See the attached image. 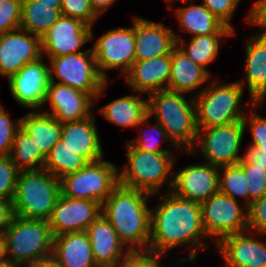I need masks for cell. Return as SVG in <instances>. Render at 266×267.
I'll return each instance as SVG.
<instances>
[{
	"label": "cell",
	"instance_id": "60d3db41",
	"mask_svg": "<svg viewBox=\"0 0 266 267\" xmlns=\"http://www.w3.org/2000/svg\"><path fill=\"white\" fill-rule=\"evenodd\" d=\"M251 110V114H246L243 118L244 126L250 129L252 135V144L250 146L261 149V153H266V117L260 116ZM249 115V116H248Z\"/></svg>",
	"mask_w": 266,
	"mask_h": 267
},
{
	"label": "cell",
	"instance_id": "8992f818",
	"mask_svg": "<svg viewBox=\"0 0 266 267\" xmlns=\"http://www.w3.org/2000/svg\"><path fill=\"white\" fill-rule=\"evenodd\" d=\"M244 91L238 81L227 84L217 78L211 79L200 93L194 95L197 129L243 120L246 116L242 103Z\"/></svg>",
	"mask_w": 266,
	"mask_h": 267
},
{
	"label": "cell",
	"instance_id": "d590c367",
	"mask_svg": "<svg viewBox=\"0 0 266 267\" xmlns=\"http://www.w3.org/2000/svg\"><path fill=\"white\" fill-rule=\"evenodd\" d=\"M244 171L247 179L249 205L266 194L264 170L255 164L249 163L245 158L237 163Z\"/></svg>",
	"mask_w": 266,
	"mask_h": 267
},
{
	"label": "cell",
	"instance_id": "9a60e30c",
	"mask_svg": "<svg viewBox=\"0 0 266 267\" xmlns=\"http://www.w3.org/2000/svg\"><path fill=\"white\" fill-rule=\"evenodd\" d=\"M177 170L171 189L175 195L201 205L219 191V167L204 162Z\"/></svg>",
	"mask_w": 266,
	"mask_h": 267
},
{
	"label": "cell",
	"instance_id": "ffe728a7",
	"mask_svg": "<svg viewBox=\"0 0 266 267\" xmlns=\"http://www.w3.org/2000/svg\"><path fill=\"white\" fill-rule=\"evenodd\" d=\"M245 39V80L238 82L248 88L250 109H262L266 98V35L257 32Z\"/></svg>",
	"mask_w": 266,
	"mask_h": 267
},
{
	"label": "cell",
	"instance_id": "681fc988",
	"mask_svg": "<svg viewBox=\"0 0 266 267\" xmlns=\"http://www.w3.org/2000/svg\"><path fill=\"white\" fill-rule=\"evenodd\" d=\"M31 267H63V266L60 265L58 262H56L52 257H50Z\"/></svg>",
	"mask_w": 266,
	"mask_h": 267
},
{
	"label": "cell",
	"instance_id": "4316f807",
	"mask_svg": "<svg viewBox=\"0 0 266 267\" xmlns=\"http://www.w3.org/2000/svg\"><path fill=\"white\" fill-rule=\"evenodd\" d=\"M174 10V17H177L180 30L191 34L192 37L207 34H235L203 3L198 5L191 0L188 6L178 7Z\"/></svg>",
	"mask_w": 266,
	"mask_h": 267
},
{
	"label": "cell",
	"instance_id": "836d02e7",
	"mask_svg": "<svg viewBox=\"0 0 266 267\" xmlns=\"http://www.w3.org/2000/svg\"><path fill=\"white\" fill-rule=\"evenodd\" d=\"M219 191L236 201L241 197L244 205L249 206L246 175L238 164L219 167Z\"/></svg>",
	"mask_w": 266,
	"mask_h": 267
},
{
	"label": "cell",
	"instance_id": "603a6c76",
	"mask_svg": "<svg viewBox=\"0 0 266 267\" xmlns=\"http://www.w3.org/2000/svg\"><path fill=\"white\" fill-rule=\"evenodd\" d=\"M171 74V55L158 58L135 61L124 76L125 83L135 93H145L146 96L168 89Z\"/></svg>",
	"mask_w": 266,
	"mask_h": 267
},
{
	"label": "cell",
	"instance_id": "f546056e",
	"mask_svg": "<svg viewBox=\"0 0 266 267\" xmlns=\"http://www.w3.org/2000/svg\"><path fill=\"white\" fill-rule=\"evenodd\" d=\"M61 8L38 0H22L20 28L40 38L58 21Z\"/></svg>",
	"mask_w": 266,
	"mask_h": 267
},
{
	"label": "cell",
	"instance_id": "cb8c5ba5",
	"mask_svg": "<svg viewBox=\"0 0 266 267\" xmlns=\"http://www.w3.org/2000/svg\"><path fill=\"white\" fill-rule=\"evenodd\" d=\"M95 116L62 124L61 140L89 163L104 158Z\"/></svg>",
	"mask_w": 266,
	"mask_h": 267
},
{
	"label": "cell",
	"instance_id": "b9f144b4",
	"mask_svg": "<svg viewBox=\"0 0 266 267\" xmlns=\"http://www.w3.org/2000/svg\"><path fill=\"white\" fill-rule=\"evenodd\" d=\"M241 0H202L205 7L213 13L221 22L232 29L235 33L234 25L231 24L237 6Z\"/></svg>",
	"mask_w": 266,
	"mask_h": 267
},
{
	"label": "cell",
	"instance_id": "d6a6232c",
	"mask_svg": "<svg viewBox=\"0 0 266 267\" xmlns=\"http://www.w3.org/2000/svg\"><path fill=\"white\" fill-rule=\"evenodd\" d=\"M88 163L83 156L76 154L60 140L51 148L46 156L43 168L58 179H61L66 175L79 171Z\"/></svg>",
	"mask_w": 266,
	"mask_h": 267
},
{
	"label": "cell",
	"instance_id": "c3c4849f",
	"mask_svg": "<svg viewBox=\"0 0 266 267\" xmlns=\"http://www.w3.org/2000/svg\"><path fill=\"white\" fill-rule=\"evenodd\" d=\"M117 0H90L92 8L101 16L107 9H109Z\"/></svg>",
	"mask_w": 266,
	"mask_h": 267
},
{
	"label": "cell",
	"instance_id": "11a10c76",
	"mask_svg": "<svg viewBox=\"0 0 266 267\" xmlns=\"http://www.w3.org/2000/svg\"><path fill=\"white\" fill-rule=\"evenodd\" d=\"M260 235H261V238L264 237V236L266 237V230L260 232Z\"/></svg>",
	"mask_w": 266,
	"mask_h": 267
},
{
	"label": "cell",
	"instance_id": "30bf717a",
	"mask_svg": "<svg viewBox=\"0 0 266 267\" xmlns=\"http://www.w3.org/2000/svg\"><path fill=\"white\" fill-rule=\"evenodd\" d=\"M245 129L247 128L243 120L199 129L195 146L183 153L195 155L198 154L196 151H199L206 163L217 167L235 165L244 158L240 155V151Z\"/></svg>",
	"mask_w": 266,
	"mask_h": 267
},
{
	"label": "cell",
	"instance_id": "bcb514c9",
	"mask_svg": "<svg viewBox=\"0 0 266 267\" xmlns=\"http://www.w3.org/2000/svg\"><path fill=\"white\" fill-rule=\"evenodd\" d=\"M12 200L0 199V233H3L15 218Z\"/></svg>",
	"mask_w": 266,
	"mask_h": 267
},
{
	"label": "cell",
	"instance_id": "44dd1931",
	"mask_svg": "<svg viewBox=\"0 0 266 267\" xmlns=\"http://www.w3.org/2000/svg\"><path fill=\"white\" fill-rule=\"evenodd\" d=\"M135 35V61H145L171 55L177 46L175 31L161 21L156 23L133 16Z\"/></svg>",
	"mask_w": 266,
	"mask_h": 267
},
{
	"label": "cell",
	"instance_id": "ab89813d",
	"mask_svg": "<svg viewBox=\"0 0 266 267\" xmlns=\"http://www.w3.org/2000/svg\"><path fill=\"white\" fill-rule=\"evenodd\" d=\"M20 128V118L12 120L10 115L0 104V156L10 155L14 136Z\"/></svg>",
	"mask_w": 266,
	"mask_h": 267
},
{
	"label": "cell",
	"instance_id": "f5cc1de1",
	"mask_svg": "<svg viewBox=\"0 0 266 267\" xmlns=\"http://www.w3.org/2000/svg\"><path fill=\"white\" fill-rule=\"evenodd\" d=\"M0 267H21L16 265L15 263L11 262L10 260L6 259L0 262Z\"/></svg>",
	"mask_w": 266,
	"mask_h": 267
},
{
	"label": "cell",
	"instance_id": "7dc6e473",
	"mask_svg": "<svg viewBox=\"0 0 266 267\" xmlns=\"http://www.w3.org/2000/svg\"><path fill=\"white\" fill-rule=\"evenodd\" d=\"M244 158L257 167L266 170V153H261V149L249 146L244 154Z\"/></svg>",
	"mask_w": 266,
	"mask_h": 267
},
{
	"label": "cell",
	"instance_id": "db71d44e",
	"mask_svg": "<svg viewBox=\"0 0 266 267\" xmlns=\"http://www.w3.org/2000/svg\"><path fill=\"white\" fill-rule=\"evenodd\" d=\"M167 4H172L171 2L174 1H183L184 3L188 4L190 2V0H164Z\"/></svg>",
	"mask_w": 266,
	"mask_h": 267
},
{
	"label": "cell",
	"instance_id": "6da1fadb",
	"mask_svg": "<svg viewBox=\"0 0 266 267\" xmlns=\"http://www.w3.org/2000/svg\"><path fill=\"white\" fill-rule=\"evenodd\" d=\"M159 193L156 207H151L150 242L148 251L164 255L169 250L188 247L186 258L179 263L195 262L200 250L210 248L202 223L201 205L168 191ZM161 195V196H160Z\"/></svg>",
	"mask_w": 266,
	"mask_h": 267
},
{
	"label": "cell",
	"instance_id": "9f6ffc18",
	"mask_svg": "<svg viewBox=\"0 0 266 267\" xmlns=\"http://www.w3.org/2000/svg\"><path fill=\"white\" fill-rule=\"evenodd\" d=\"M264 182H265V185H266V170L264 171Z\"/></svg>",
	"mask_w": 266,
	"mask_h": 267
},
{
	"label": "cell",
	"instance_id": "5b68a950",
	"mask_svg": "<svg viewBox=\"0 0 266 267\" xmlns=\"http://www.w3.org/2000/svg\"><path fill=\"white\" fill-rule=\"evenodd\" d=\"M60 194V179L44 168L20 171L12 200L15 215L48 221Z\"/></svg>",
	"mask_w": 266,
	"mask_h": 267
},
{
	"label": "cell",
	"instance_id": "f6af8a7d",
	"mask_svg": "<svg viewBox=\"0 0 266 267\" xmlns=\"http://www.w3.org/2000/svg\"><path fill=\"white\" fill-rule=\"evenodd\" d=\"M248 24L260 27V34L266 35V0H257L245 17Z\"/></svg>",
	"mask_w": 266,
	"mask_h": 267
},
{
	"label": "cell",
	"instance_id": "2e32d148",
	"mask_svg": "<svg viewBox=\"0 0 266 267\" xmlns=\"http://www.w3.org/2000/svg\"><path fill=\"white\" fill-rule=\"evenodd\" d=\"M42 56L41 38L18 28L0 35V75L9 79Z\"/></svg>",
	"mask_w": 266,
	"mask_h": 267
},
{
	"label": "cell",
	"instance_id": "52a82bcc",
	"mask_svg": "<svg viewBox=\"0 0 266 267\" xmlns=\"http://www.w3.org/2000/svg\"><path fill=\"white\" fill-rule=\"evenodd\" d=\"M3 235L6 257L16 265L31 267L52 256L53 234L46 220L15 216Z\"/></svg>",
	"mask_w": 266,
	"mask_h": 267
},
{
	"label": "cell",
	"instance_id": "ac0fdd59",
	"mask_svg": "<svg viewBox=\"0 0 266 267\" xmlns=\"http://www.w3.org/2000/svg\"><path fill=\"white\" fill-rule=\"evenodd\" d=\"M94 100L90 94L62 83L50 82L45 105L50 103L51 110L44 112L52 115L61 124L78 121L94 113L92 107L98 103Z\"/></svg>",
	"mask_w": 266,
	"mask_h": 267
},
{
	"label": "cell",
	"instance_id": "8fae6325",
	"mask_svg": "<svg viewBox=\"0 0 266 267\" xmlns=\"http://www.w3.org/2000/svg\"><path fill=\"white\" fill-rule=\"evenodd\" d=\"M218 191L201 204L202 223L217 244L223 237L248 230V207Z\"/></svg>",
	"mask_w": 266,
	"mask_h": 267
},
{
	"label": "cell",
	"instance_id": "8d00e7d4",
	"mask_svg": "<svg viewBox=\"0 0 266 267\" xmlns=\"http://www.w3.org/2000/svg\"><path fill=\"white\" fill-rule=\"evenodd\" d=\"M19 172L9 155L0 156V199L13 200Z\"/></svg>",
	"mask_w": 266,
	"mask_h": 267
},
{
	"label": "cell",
	"instance_id": "ee69618b",
	"mask_svg": "<svg viewBox=\"0 0 266 267\" xmlns=\"http://www.w3.org/2000/svg\"><path fill=\"white\" fill-rule=\"evenodd\" d=\"M247 216L249 231L260 233L266 230V194L248 206Z\"/></svg>",
	"mask_w": 266,
	"mask_h": 267
},
{
	"label": "cell",
	"instance_id": "4dcf8cb0",
	"mask_svg": "<svg viewBox=\"0 0 266 267\" xmlns=\"http://www.w3.org/2000/svg\"><path fill=\"white\" fill-rule=\"evenodd\" d=\"M234 34H207L192 37L185 45V41L177 33L175 34L177 46L182 52L187 55L194 63L201 65L211 75L212 73L208 70V65L216 60L219 54L221 45V39L223 37H229ZM188 46V47H187Z\"/></svg>",
	"mask_w": 266,
	"mask_h": 267
},
{
	"label": "cell",
	"instance_id": "4fadbf2b",
	"mask_svg": "<svg viewBox=\"0 0 266 267\" xmlns=\"http://www.w3.org/2000/svg\"><path fill=\"white\" fill-rule=\"evenodd\" d=\"M43 56L25 64L8 79L9 90L18 104L28 110H42L50 84L49 66Z\"/></svg>",
	"mask_w": 266,
	"mask_h": 267
},
{
	"label": "cell",
	"instance_id": "9c48e42d",
	"mask_svg": "<svg viewBox=\"0 0 266 267\" xmlns=\"http://www.w3.org/2000/svg\"><path fill=\"white\" fill-rule=\"evenodd\" d=\"M118 186L119 168L104 158L60 179L61 195L92 200L101 205Z\"/></svg>",
	"mask_w": 266,
	"mask_h": 267
},
{
	"label": "cell",
	"instance_id": "484cf974",
	"mask_svg": "<svg viewBox=\"0 0 266 267\" xmlns=\"http://www.w3.org/2000/svg\"><path fill=\"white\" fill-rule=\"evenodd\" d=\"M211 77L212 75L205 68L194 63L178 46L172 50L168 90L187 94L201 88L199 92L196 91L195 95H197L208 85ZM203 84L204 88L200 87Z\"/></svg>",
	"mask_w": 266,
	"mask_h": 267
},
{
	"label": "cell",
	"instance_id": "e575fe53",
	"mask_svg": "<svg viewBox=\"0 0 266 267\" xmlns=\"http://www.w3.org/2000/svg\"><path fill=\"white\" fill-rule=\"evenodd\" d=\"M149 115H147L143 120L142 124L148 125L149 126V132L152 131V133H147V135H144L143 132L145 133L146 131H139L140 135L138 136L139 138H134L133 140L127 141L130 145L134 146L135 148H138L142 151H147V152H153V153H174L169 151L168 149H162L161 147V142L162 141H169V144L172 145L175 149L180 150L169 138L167 132L165 129L161 126L159 122H155L153 125L152 123L150 124L149 122ZM152 126V127H150ZM148 132V131H147ZM154 134H157L155 136ZM161 141V142H160Z\"/></svg>",
	"mask_w": 266,
	"mask_h": 267
},
{
	"label": "cell",
	"instance_id": "277c9868",
	"mask_svg": "<svg viewBox=\"0 0 266 267\" xmlns=\"http://www.w3.org/2000/svg\"><path fill=\"white\" fill-rule=\"evenodd\" d=\"M126 147L128 163L119 169V185L155 196L166 185L165 192L171 191L176 161L173 153L142 151L128 142Z\"/></svg>",
	"mask_w": 266,
	"mask_h": 267
},
{
	"label": "cell",
	"instance_id": "f1b7e54d",
	"mask_svg": "<svg viewBox=\"0 0 266 267\" xmlns=\"http://www.w3.org/2000/svg\"><path fill=\"white\" fill-rule=\"evenodd\" d=\"M20 127L34 140L46 157L51 148L61 140L62 124L42 110H34L20 117Z\"/></svg>",
	"mask_w": 266,
	"mask_h": 267
},
{
	"label": "cell",
	"instance_id": "7bdbcfd3",
	"mask_svg": "<svg viewBox=\"0 0 266 267\" xmlns=\"http://www.w3.org/2000/svg\"><path fill=\"white\" fill-rule=\"evenodd\" d=\"M163 256L150 251H130L115 267H163Z\"/></svg>",
	"mask_w": 266,
	"mask_h": 267
},
{
	"label": "cell",
	"instance_id": "ba28073f",
	"mask_svg": "<svg viewBox=\"0 0 266 267\" xmlns=\"http://www.w3.org/2000/svg\"><path fill=\"white\" fill-rule=\"evenodd\" d=\"M50 82H58L90 94L95 101L105 93L108 83L99 73L92 48L80 53L49 59Z\"/></svg>",
	"mask_w": 266,
	"mask_h": 267
},
{
	"label": "cell",
	"instance_id": "74e56055",
	"mask_svg": "<svg viewBox=\"0 0 266 267\" xmlns=\"http://www.w3.org/2000/svg\"><path fill=\"white\" fill-rule=\"evenodd\" d=\"M61 15L80 19L92 27L99 18L90 0H62Z\"/></svg>",
	"mask_w": 266,
	"mask_h": 267
},
{
	"label": "cell",
	"instance_id": "7c38bea8",
	"mask_svg": "<svg viewBox=\"0 0 266 267\" xmlns=\"http://www.w3.org/2000/svg\"><path fill=\"white\" fill-rule=\"evenodd\" d=\"M100 75L108 82L109 70L121 69L125 76L135 62V35L132 27H120L101 34L92 45Z\"/></svg>",
	"mask_w": 266,
	"mask_h": 267
},
{
	"label": "cell",
	"instance_id": "e0dca14e",
	"mask_svg": "<svg viewBox=\"0 0 266 267\" xmlns=\"http://www.w3.org/2000/svg\"><path fill=\"white\" fill-rule=\"evenodd\" d=\"M102 213V205L96 201L68 198L60 194L48 220L53 236L68 232L86 231Z\"/></svg>",
	"mask_w": 266,
	"mask_h": 267
},
{
	"label": "cell",
	"instance_id": "f907efd6",
	"mask_svg": "<svg viewBox=\"0 0 266 267\" xmlns=\"http://www.w3.org/2000/svg\"><path fill=\"white\" fill-rule=\"evenodd\" d=\"M6 246H5V237L3 233H0V262L6 260Z\"/></svg>",
	"mask_w": 266,
	"mask_h": 267
},
{
	"label": "cell",
	"instance_id": "83f0119b",
	"mask_svg": "<svg viewBox=\"0 0 266 267\" xmlns=\"http://www.w3.org/2000/svg\"><path fill=\"white\" fill-rule=\"evenodd\" d=\"M141 94H129L117 98L99 109L103 118L120 127H138L142 130V120L148 115L147 99Z\"/></svg>",
	"mask_w": 266,
	"mask_h": 267
},
{
	"label": "cell",
	"instance_id": "3957f363",
	"mask_svg": "<svg viewBox=\"0 0 266 267\" xmlns=\"http://www.w3.org/2000/svg\"><path fill=\"white\" fill-rule=\"evenodd\" d=\"M183 94L165 89L146 97L149 117L154 116L181 152L192 150L198 134L194 96L187 100Z\"/></svg>",
	"mask_w": 266,
	"mask_h": 267
},
{
	"label": "cell",
	"instance_id": "1f68e13d",
	"mask_svg": "<svg viewBox=\"0 0 266 267\" xmlns=\"http://www.w3.org/2000/svg\"><path fill=\"white\" fill-rule=\"evenodd\" d=\"M9 156L20 171L42 169L46 160L35 140L21 127L15 133Z\"/></svg>",
	"mask_w": 266,
	"mask_h": 267
},
{
	"label": "cell",
	"instance_id": "7402d4cb",
	"mask_svg": "<svg viewBox=\"0 0 266 267\" xmlns=\"http://www.w3.org/2000/svg\"><path fill=\"white\" fill-rule=\"evenodd\" d=\"M86 233L99 267H115L130 252L102 213L89 225Z\"/></svg>",
	"mask_w": 266,
	"mask_h": 267
},
{
	"label": "cell",
	"instance_id": "d6986e66",
	"mask_svg": "<svg viewBox=\"0 0 266 267\" xmlns=\"http://www.w3.org/2000/svg\"><path fill=\"white\" fill-rule=\"evenodd\" d=\"M260 237V233L249 230L223 237L216 248L222 255L224 267H264L266 242Z\"/></svg>",
	"mask_w": 266,
	"mask_h": 267
},
{
	"label": "cell",
	"instance_id": "d4e9b609",
	"mask_svg": "<svg viewBox=\"0 0 266 267\" xmlns=\"http://www.w3.org/2000/svg\"><path fill=\"white\" fill-rule=\"evenodd\" d=\"M51 257L63 267H99L86 231L53 236Z\"/></svg>",
	"mask_w": 266,
	"mask_h": 267
},
{
	"label": "cell",
	"instance_id": "816d5d0a",
	"mask_svg": "<svg viewBox=\"0 0 266 267\" xmlns=\"http://www.w3.org/2000/svg\"><path fill=\"white\" fill-rule=\"evenodd\" d=\"M42 4L52 5L53 8H61L62 0H38Z\"/></svg>",
	"mask_w": 266,
	"mask_h": 267
},
{
	"label": "cell",
	"instance_id": "f35d334b",
	"mask_svg": "<svg viewBox=\"0 0 266 267\" xmlns=\"http://www.w3.org/2000/svg\"><path fill=\"white\" fill-rule=\"evenodd\" d=\"M22 0H0V35L20 28Z\"/></svg>",
	"mask_w": 266,
	"mask_h": 267
},
{
	"label": "cell",
	"instance_id": "5bb4252c",
	"mask_svg": "<svg viewBox=\"0 0 266 267\" xmlns=\"http://www.w3.org/2000/svg\"><path fill=\"white\" fill-rule=\"evenodd\" d=\"M92 28L80 19L61 15L41 38L42 56L50 59L83 52L80 48L93 38Z\"/></svg>",
	"mask_w": 266,
	"mask_h": 267
},
{
	"label": "cell",
	"instance_id": "7a4b0ae2",
	"mask_svg": "<svg viewBox=\"0 0 266 267\" xmlns=\"http://www.w3.org/2000/svg\"><path fill=\"white\" fill-rule=\"evenodd\" d=\"M153 195L119 185L102 204V214L110 221L120 240L130 251H148Z\"/></svg>",
	"mask_w": 266,
	"mask_h": 267
}]
</instances>
